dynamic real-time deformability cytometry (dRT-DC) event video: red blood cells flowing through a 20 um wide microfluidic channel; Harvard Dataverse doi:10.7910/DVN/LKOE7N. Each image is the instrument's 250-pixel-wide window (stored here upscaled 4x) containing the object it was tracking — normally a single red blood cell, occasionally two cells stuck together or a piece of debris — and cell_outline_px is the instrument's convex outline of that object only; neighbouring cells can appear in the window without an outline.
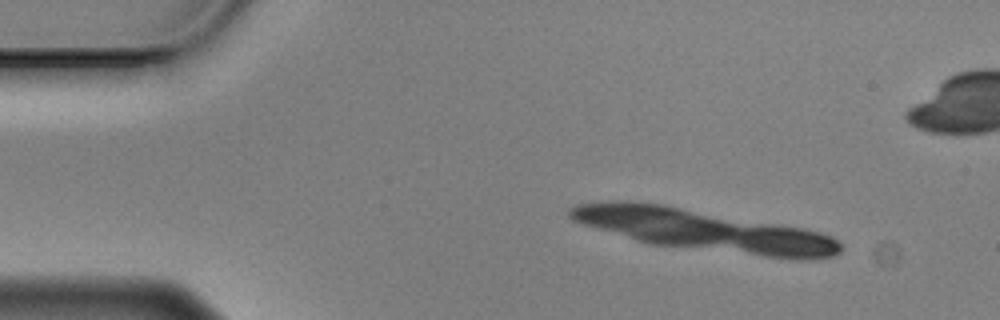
{"species": "Egyptian fruit bat (a non-hibernating species)", "species_latin": "Rousettus aegyptiacus", "temperature_condition": "cold", "stored_images_in_passage": 27, "camera_frame_rate_fps": 3000, "um_per_image_px": 0.085, "animal": {"sex": "male"}, "frame": {"image": 1, "passage_image": 7, "time_ms": 2.0, "image_size_px": [1000, 320], "cell_outline_px": [[836, 248], [828, 252], [788, 252], [688, 236], [688, 232], [696, 224], [712, 224], [792, 232], [816, 236], [828, 240]], "centroid_in_image_um": [64.8, 20.26], "position_along_channel_um": 20.2, "area_um2": 17.4}}